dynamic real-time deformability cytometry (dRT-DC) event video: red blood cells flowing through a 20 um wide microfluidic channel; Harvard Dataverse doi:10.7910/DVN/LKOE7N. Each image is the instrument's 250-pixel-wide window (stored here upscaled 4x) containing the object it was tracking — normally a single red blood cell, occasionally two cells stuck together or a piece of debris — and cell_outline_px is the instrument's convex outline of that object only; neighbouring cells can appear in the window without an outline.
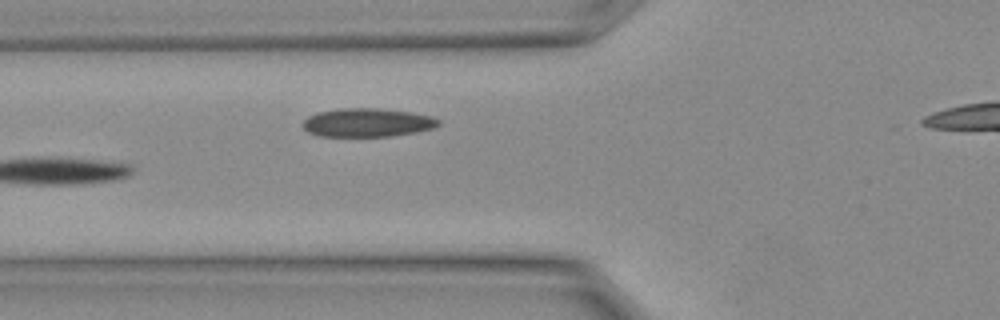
{"species": "Egyptian fruit bat (a non-hibernating species)", "species_latin": "Rousettus aegyptiacus", "temperature_condition": "warm", "stored_images_in_passage": 4, "camera_frame_rate_fps": 3000, "um_per_image_px": 0.085, "animal": {"sex": "female"}, "frame": {"image": 1, "passage_image": 4, "time_ms": 1.0, "image_size_px": [1000, 320], "cell_outline_px": [[440, 124], [432, 128], [416, 132], [388, 136], [320, 136], [308, 132], [300, 124], [308, 116], [316, 112], [340, 108], [380, 108], [408, 112], [432, 116], [440, 120]], "centroid_in_image_um": [31.18, 10.41], "position_along_channel_um": 94.6, "area_um2": 22.6}}